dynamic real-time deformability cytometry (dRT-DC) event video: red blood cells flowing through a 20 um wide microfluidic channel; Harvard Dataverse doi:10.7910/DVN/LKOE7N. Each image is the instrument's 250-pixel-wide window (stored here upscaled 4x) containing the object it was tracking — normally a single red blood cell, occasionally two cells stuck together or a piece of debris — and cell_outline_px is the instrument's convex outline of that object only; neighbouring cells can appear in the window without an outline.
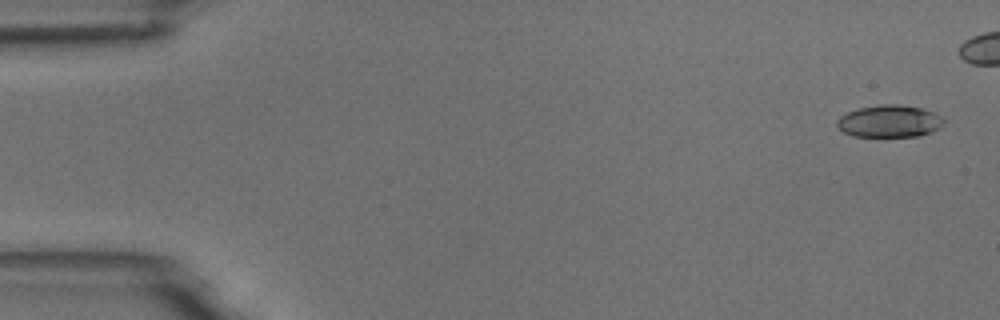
{"species": "common noctule bat (a hibernating species)", "species_latin": "Nyctalus noctula", "temperature_condition": "room temperature", "stored_images_in_passage": 7, "camera_frame_rate_fps": 3000, "um_per_image_px": 0.085, "animal": {"sex": "male", "body_mass_g": 18.8}, "frame": {"image": 1, "passage_image": 1, "time_ms": 0.0, "image_size_px": [1000, 320], "cell_outline_px": [[944, 124], [940, 128], [932, 132], [920, 136], [852, 136], [844, 132], [836, 124], [836, 120], [840, 116], [848, 112], [860, 108], [880, 104], [900, 104], [924, 108], [936, 112], [944, 116]], "centroid_in_image_um": [75.67, 10.29], "position_along_channel_um": 9.3, "area_um2": 20.35}}